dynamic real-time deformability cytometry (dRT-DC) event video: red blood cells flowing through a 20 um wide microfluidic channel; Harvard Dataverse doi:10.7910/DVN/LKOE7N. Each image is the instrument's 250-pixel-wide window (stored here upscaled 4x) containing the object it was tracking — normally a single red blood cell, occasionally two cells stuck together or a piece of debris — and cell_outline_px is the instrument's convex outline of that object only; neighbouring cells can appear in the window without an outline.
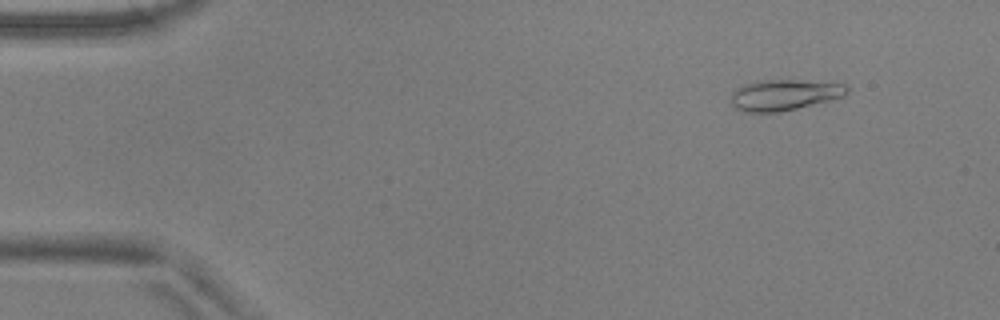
{"species": "common noctule bat (a hibernating species)", "species_latin": "Nyctalus noctula", "temperature_condition": "warm", "stored_images_in_passage": 54, "camera_frame_rate_fps": 3000, "um_per_image_px": 0.085, "animal": {"sex": "male", "body_mass_g": 17.9, "forearm_length_mm": 54.2}, "frame": {"image": 1, "passage_image": 6, "time_ms": 1.667, "image_size_px": [1000, 320], "cell_outline_px": [[848, 92], [844, 96], [780, 112], [748, 112], [736, 108], [732, 104], [732, 92], [736, 88], [744, 84], [764, 80], [796, 80], [844, 84], [848, 88]], "centroid_in_image_um": [66.64, 8.06], "position_along_channel_um": 18.4, "area_um2": 20.46}}
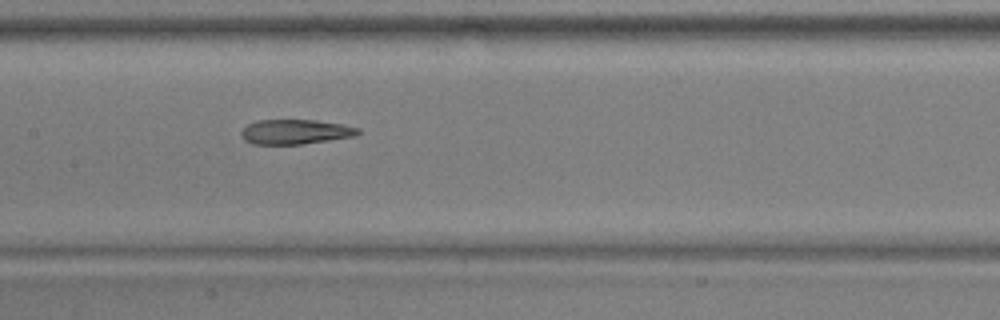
{"frame": {"image": 2, "passage_image": 27, "time_ms": 8.667, "image_size_px": [1000, 320], "cell_outline_px": [[360, 132], [352, 136], [328, 140], [300, 144], [252, 144], [244, 140], [240, 136], [240, 132], [248, 124], [256, 120], [316, 120], [344, 124], [360, 128]], "centroid_in_image_um": [25.07, 11.19], "position_along_channel_um": 182.3, "area_um2": 16.82}}
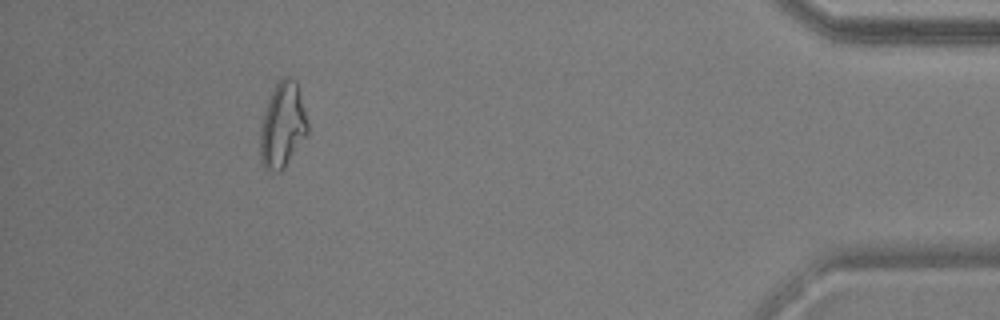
{"frame": {"image": 3, "passage_image": 50, "time_ms": 16.333, "image_size_px": [1000, 320], "cell_outline_px": [[308, 132], [284, 168], [280, 172], [276, 172], [264, 168], [260, 160], [260, 128], [268, 96], [276, 84], [284, 76], [288, 76], [296, 80], [308, 120]], "centroid_in_image_um": [24.0, 10.63], "position_along_channel_um": 411.2, "area_um2": 23.7}, "authors_computed_cell_mechanics": {"area_um2": 19.1896, "velocity_mm_per_s": 3.7137, "shape_relaxation_time_tau1_ms": 10.5189, "shape_relaxation_time_tau2_ms": 2.5453, "deformation_change_tau1": 0.2928, "deformation_change_tau2": 0.1013}}